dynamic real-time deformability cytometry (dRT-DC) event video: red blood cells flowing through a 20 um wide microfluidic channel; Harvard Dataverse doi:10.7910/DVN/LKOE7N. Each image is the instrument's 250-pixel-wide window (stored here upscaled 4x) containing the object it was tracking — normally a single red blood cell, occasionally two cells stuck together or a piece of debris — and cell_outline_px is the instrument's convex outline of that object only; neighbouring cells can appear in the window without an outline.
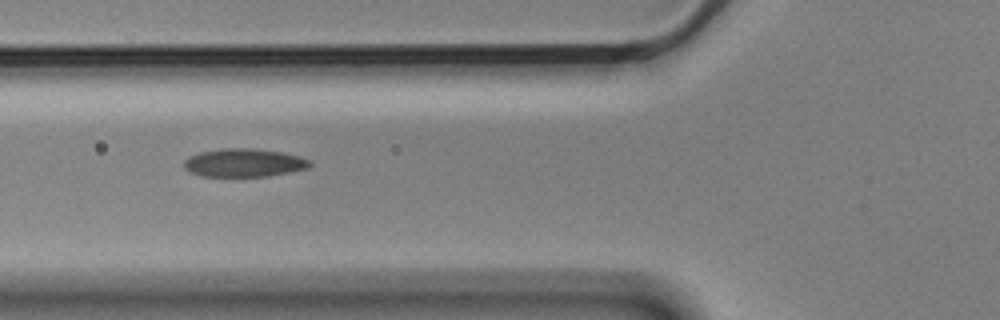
{"species": "Egyptian fruit bat (a non-hibernating species)", "species_latin": "Rousettus aegyptiacus", "temperature_condition": "cold", "stored_images_in_passage": 11, "camera_frame_rate_fps": 3000, "um_per_image_px": 0.085, "animal": {"sex": "male"}, "frame": {"image": 1, "passage_image": 5, "time_ms": 1.333, "image_size_px": [1000, 320], "cell_outline_px": [[312, 164], [308, 168], [268, 176], [200, 176], [188, 172], [184, 168], [184, 160], [188, 156], [200, 152], [224, 148], [252, 148], [280, 152], [300, 156], [312, 160]], "centroid_in_image_um": [20.72, 13.83], "position_along_channel_um": 105.1, "area_um2": 20.81}}
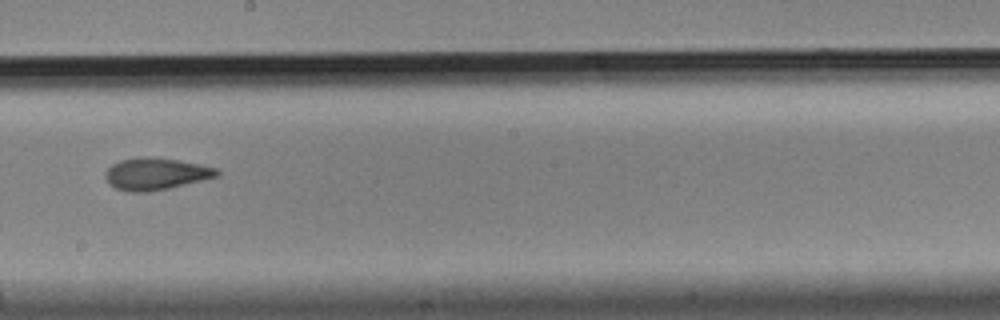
{"frame": {"image": 2, "passage_image": 8, "time_ms": 2.333, "image_size_px": [1000, 320], "cell_outline_px": [[220, 176], [168, 188], [148, 192], [128, 192], [116, 188], [108, 184], [104, 176], [104, 172], [112, 164], [120, 160], [140, 156], [156, 156], [180, 160], [200, 164], [216, 168], [220, 172]], "centroid_in_image_um": [13.22, 14.76], "position_along_channel_um": 235.0, "area_um2": 21.15}}
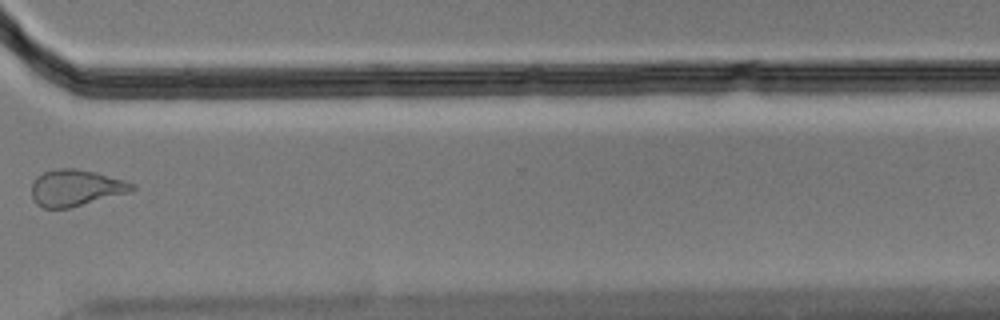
{"frame": {"image": 3, "passage_image": 11, "time_ms": 3.333, "image_size_px": [1000, 320], "cell_outline_px": [[136, 188], [132, 192], [72, 208], [44, 208], [36, 204], [32, 196], [32, 184], [36, 176], [44, 172], [56, 168], [76, 168], [96, 172], [124, 180], [136, 184]], "centroid_in_image_um": [6.47, 15.97], "position_along_channel_um": 364.1, "area_um2": 21.73}}